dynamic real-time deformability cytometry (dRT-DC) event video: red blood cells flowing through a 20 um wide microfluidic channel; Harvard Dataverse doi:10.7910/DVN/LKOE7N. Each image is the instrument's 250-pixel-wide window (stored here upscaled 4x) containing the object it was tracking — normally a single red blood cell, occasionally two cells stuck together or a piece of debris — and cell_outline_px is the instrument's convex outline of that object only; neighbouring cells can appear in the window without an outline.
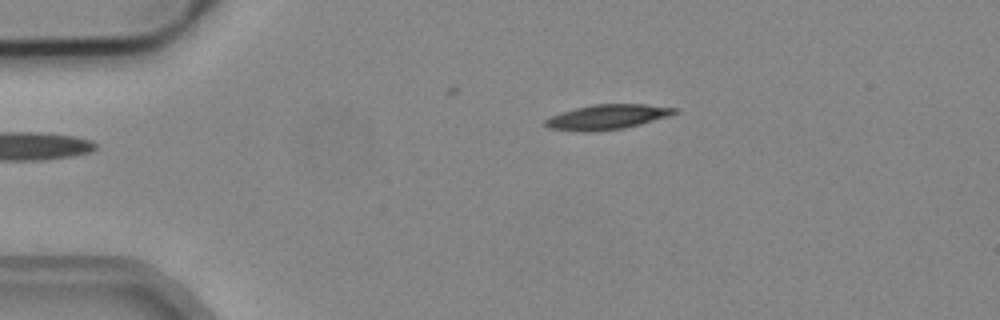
{"species": "common noctule bat (a hibernating species)", "species_latin": "Nyctalus noctula", "temperature_condition": "cold", "stored_images_in_passage": 5, "camera_frame_rate_fps": 3000, "um_per_image_px": 0.085, "animal": {"sex": "male", "body_mass_g": 19.2, "forearm_length_mm": 51.8}, "frame": {"image": 1, "passage_image": 5, "time_ms": 1.333, "image_size_px": [1000, 320], "cell_outline_px": [[680, 112], [668, 116], [640, 124], [624, 128], [596, 132], [584, 132], [548, 128], [544, 124], [544, 120], [552, 116], [576, 108], [596, 104], [644, 104], [680, 108]], "centroid_in_image_um": [51.66, 9.95], "position_along_channel_um": 33.3, "area_um2": 18.73}}